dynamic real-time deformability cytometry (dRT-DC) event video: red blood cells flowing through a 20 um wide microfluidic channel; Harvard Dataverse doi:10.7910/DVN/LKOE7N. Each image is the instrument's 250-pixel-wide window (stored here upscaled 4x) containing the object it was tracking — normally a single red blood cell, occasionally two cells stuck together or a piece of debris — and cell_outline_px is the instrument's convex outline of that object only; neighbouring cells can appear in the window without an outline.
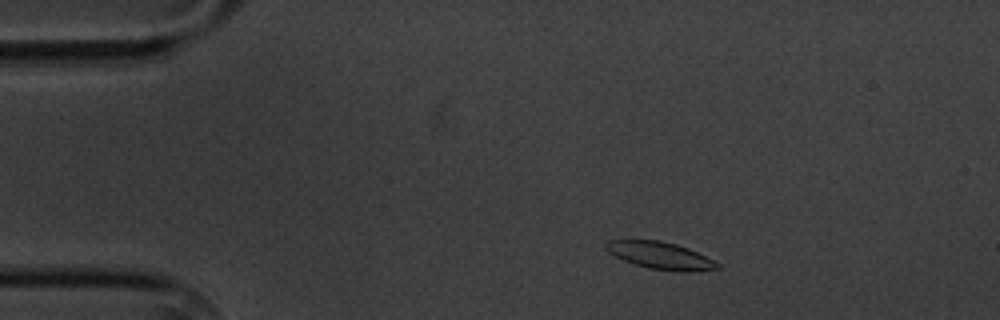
{"species": "common noctule bat (a hibernating species)", "species_latin": "Nyctalus noctula", "temperature_condition": "cold", "stored_images_in_passage": 3, "camera_frame_rate_fps": 3000, "um_per_image_px": 0.085, "animal": {"sex": "male", "body_mass_g": 20.1, "forearm_length_mm": 53.5}, "frame": {"image": 1, "passage_image": 2, "time_ms": 1.0, "image_size_px": [1000, 320], "cell_outline_px": [[720, 268], [692, 272], [676, 272], [648, 268], [624, 260], [608, 252], [604, 244], [608, 240], [660, 240], [676, 244], [688, 248], [720, 264]], "centroid_in_image_um": [56.13, 21.73], "position_along_channel_um": 28.9, "area_um2": 17.57}}